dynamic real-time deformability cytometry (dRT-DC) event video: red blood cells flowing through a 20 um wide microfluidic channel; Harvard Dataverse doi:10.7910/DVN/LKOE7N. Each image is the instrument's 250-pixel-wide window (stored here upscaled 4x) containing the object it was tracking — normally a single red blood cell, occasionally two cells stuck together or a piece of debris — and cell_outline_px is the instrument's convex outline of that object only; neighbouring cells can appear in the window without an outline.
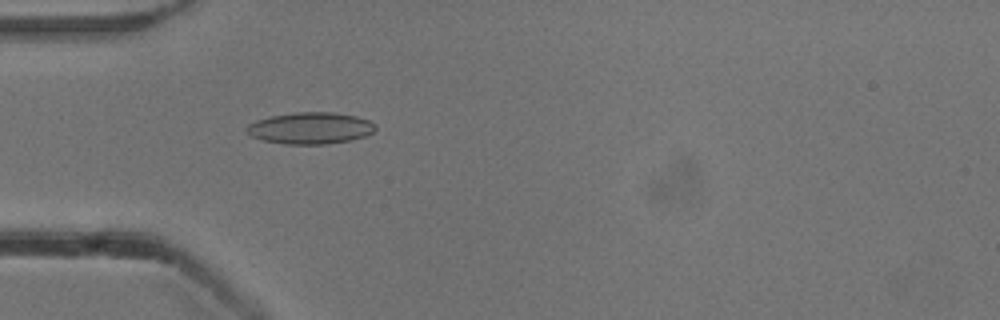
{"species": "common noctule bat (a hibernating species)", "species_latin": "Nyctalus noctula", "temperature_condition": "cold", "stored_images_in_passage": 41, "camera_frame_rate_fps": 3000, "um_per_image_px": 0.085, "animal": {"sex": "male", "body_mass_g": 13.3}, "frame": {"image": 1, "passage_image": 4, "time_ms": 1.0, "image_size_px": [1000, 320], "cell_outline_px": [[376, 128], [372, 132], [364, 136], [352, 140], [324, 144], [288, 144], [264, 140], [252, 136], [244, 128], [248, 124], [256, 120], [272, 116], [296, 112], [332, 112], [356, 116], [368, 120], [376, 124]], "centroid_in_image_um": [26.39, 10.88], "position_along_channel_um": 58.6, "area_um2": 23.58}}
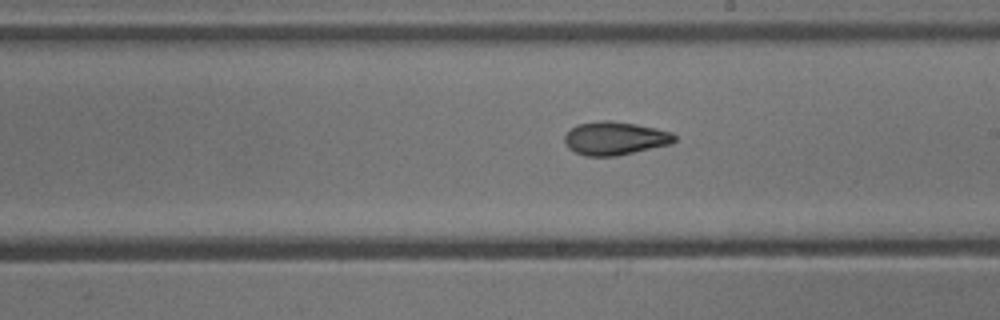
{"frame": {"image": 2, "passage_image": 18, "time_ms": 5.667, "image_size_px": [1000, 320], "cell_outline_px": [[676, 140], [672, 144], [616, 156], [584, 156], [568, 148], [564, 144], [564, 136], [576, 124], [600, 120], [608, 120], [636, 124], [656, 128], [672, 132], [676, 136]], "centroid_in_image_um": [52.27, 11.75], "position_along_channel_um": 236.7, "area_um2": 21.5}}
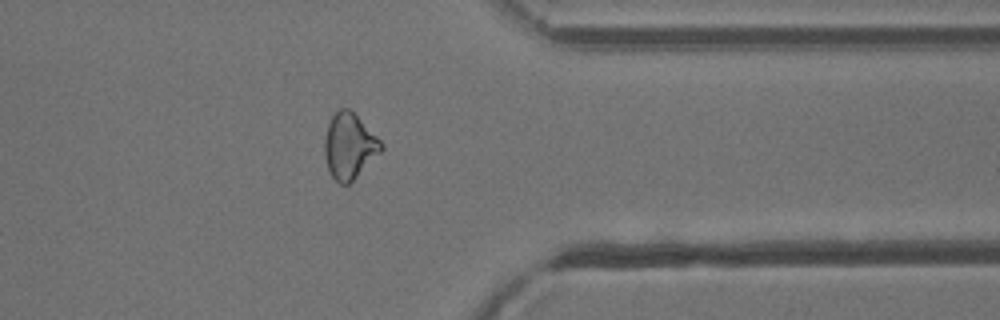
{"frame": {"image": 3, "passage_image": 30, "time_ms": 9.667, "image_size_px": [1000, 320], "cell_outline_px": [[384, 148], [348, 184], [340, 184], [332, 176], [328, 168], [324, 152], [324, 140], [328, 124], [332, 116], [340, 108], [348, 108], [384, 144]], "centroid_in_image_um": [29.67, 12.41], "position_along_channel_um": 381.7, "area_um2": 21.04}, "authors_computed_cell_mechanics": {"area_um2": 21.386, "velocity_mm_per_s": 3.8734, "shape_relaxation_time_tau1_ms": 7.4291, "shape_relaxation_time_tau2_ms": 3.5154, "deformation_change_tau1": 0.1755, "deformation_change_tau2": 0.0919}}